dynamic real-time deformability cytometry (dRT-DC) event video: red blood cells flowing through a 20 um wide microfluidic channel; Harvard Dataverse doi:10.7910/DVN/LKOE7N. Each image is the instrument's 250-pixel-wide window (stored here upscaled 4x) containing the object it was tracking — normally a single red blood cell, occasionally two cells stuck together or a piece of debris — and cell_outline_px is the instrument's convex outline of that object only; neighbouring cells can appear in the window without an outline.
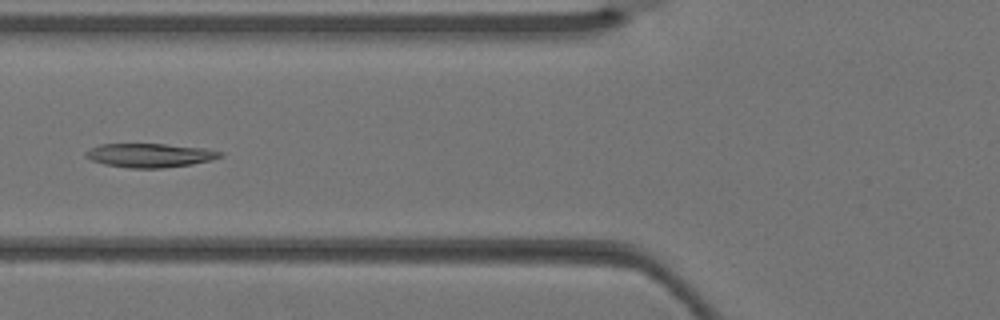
{"species": "Egyptian fruit bat (a non-hibernating species)", "species_latin": "Rousettus aegyptiacus", "temperature_condition": "warm", "stored_images_in_passage": 2, "camera_frame_rate_fps": 3000, "um_per_image_px": 0.085, "animal": {"sex": "female"}, "frame": {"image": 1, "passage_image": 2, "time_ms": 0.333, "image_size_px": [1000, 320], "cell_outline_px": [[224, 156], [212, 160], [192, 164], [164, 168], [128, 168], [104, 164], [92, 160], [84, 156], [84, 152], [88, 148], [100, 144], [164, 144], [204, 148], [224, 152]], "centroid_in_image_um": [12.73, 13.2], "position_along_channel_um": 113.1, "area_um2": 18.9}}